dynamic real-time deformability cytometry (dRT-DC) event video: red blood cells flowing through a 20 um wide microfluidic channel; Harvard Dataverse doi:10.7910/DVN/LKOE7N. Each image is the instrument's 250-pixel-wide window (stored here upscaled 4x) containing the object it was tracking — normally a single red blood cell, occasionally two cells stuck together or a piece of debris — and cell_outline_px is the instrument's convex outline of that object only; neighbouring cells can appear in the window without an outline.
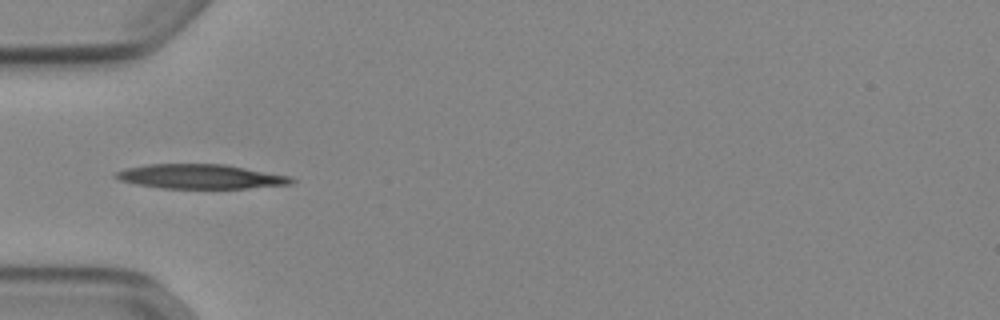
{"species": "Egyptian fruit bat (a non-hibernating species)", "species_latin": "Rousettus aegyptiacus", "temperature_condition": "cold", "stored_images_in_passage": 36, "camera_frame_rate_fps": 3000, "um_per_image_px": 0.085, "animal": {"sex": "female"}, "frame": {"image": 1, "passage_image": 1, "time_ms": 0.0, "image_size_px": [1000, 320], "cell_outline_px": [[296, 180], [292, 184], [248, 188], [160, 188], [136, 184], [120, 180], [112, 176], [116, 172], [124, 168], [148, 164], [224, 164], [292, 176]], "centroid_in_image_um": [17.05, 15.0], "position_along_channel_um": 68.0, "area_um2": 25.14}}
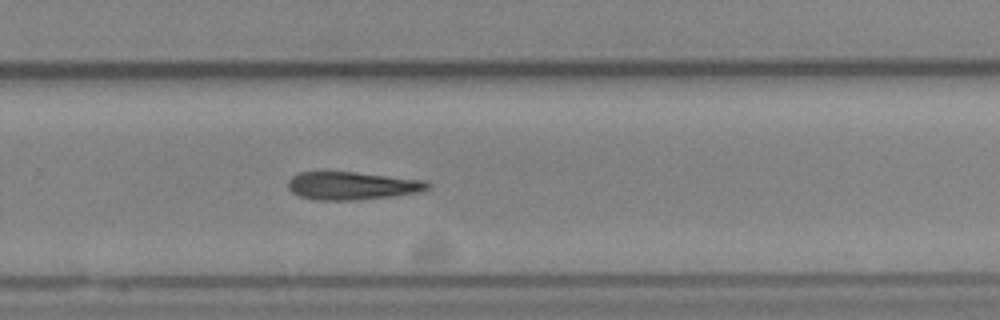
{"frame": {"image": 2, "passage_image": 19, "time_ms": 6.0, "image_size_px": [1000, 320], "cell_outline_px": [[432, 188], [420, 192], [392, 196], [360, 200], [316, 200], [300, 196], [292, 192], [288, 188], [288, 180], [292, 176], [300, 172], [356, 172], [428, 180], [432, 184]], "centroid_in_image_um": [30.0, 15.79], "position_along_channel_um": 299.8, "area_um2": 23.06}}
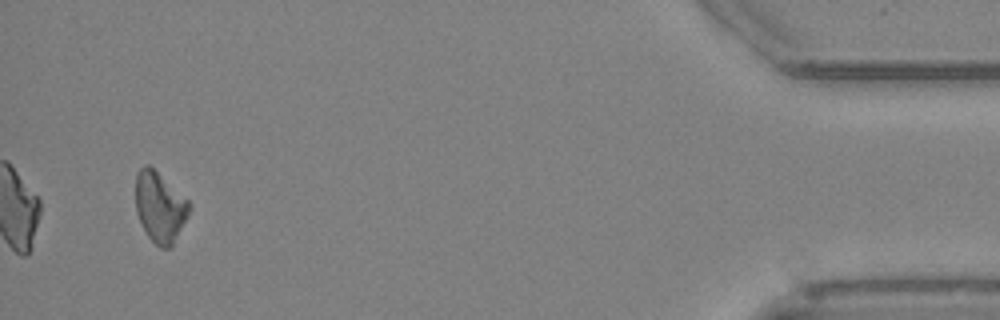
{"frame": {"image": 3, "passage_image": 34, "time_ms": 11.0, "image_size_px": [1000, 320], "cell_outline_px": [[192, 208], [172, 248], [160, 248], [148, 236], [136, 212], [136, 176], [140, 168], [144, 164], [148, 164], [188, 200]], "centroid_in_image_um": [13.61, 17.62], "position_along_channel_um": 421.6, "area_um2": 21.85}, "authors_computed_cell_mechanics": {"area_um2": 23.12, "velocity_mm_per_s": 3.8918, "shape_relaxation_time_tau1_ms": 5.4626, "shape_relaxation_time_tau2_ms": null, "deformation_change_tau1": 0.1159, "deformation_change_tau2": null}}